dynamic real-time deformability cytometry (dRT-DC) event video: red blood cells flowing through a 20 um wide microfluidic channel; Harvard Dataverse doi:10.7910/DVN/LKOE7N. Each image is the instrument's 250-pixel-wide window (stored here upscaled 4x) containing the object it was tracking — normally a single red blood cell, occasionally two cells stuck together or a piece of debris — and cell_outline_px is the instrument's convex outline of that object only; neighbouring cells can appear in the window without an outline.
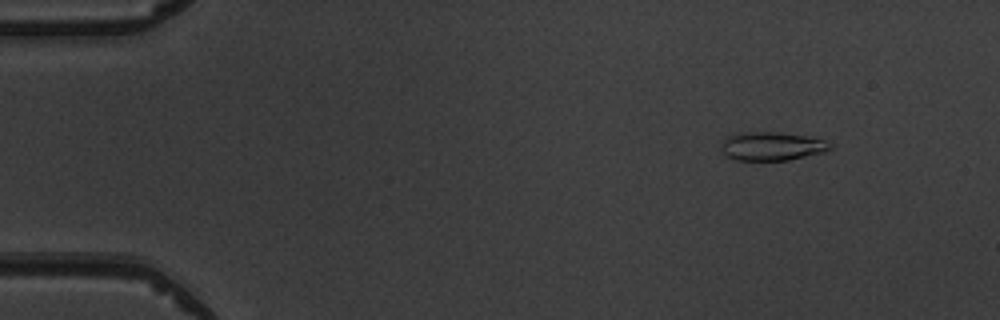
{"species": "common noctule bat (a hibernating species)", "species_latin": "Nyctalus noctula", "temperature_condition": "warm", "stored_images_in_passage": 4, "camera_frame_rate_fps": 3000, "um_per_image_px": 0.085, "animal": {"sex": "male", "body_mass_g": 19.5, "forearm_length_mm": 54.6}, "frame": {"image": 1, "passage_image": 1, "time_ms": 0.0, "image_size_px": [1000, 320], "cell_outline_px": [[832, 148], [824, 152], [788, 160], [736, 160], [720, 152], [720, 140], [736, 132], [780, 132], [808, 136], [824, 140], [832, 144]], "centroid_in_image_um": [65.55, 12.41], "position_along_channel_um": 19.4, "area_um2": 18.44}}